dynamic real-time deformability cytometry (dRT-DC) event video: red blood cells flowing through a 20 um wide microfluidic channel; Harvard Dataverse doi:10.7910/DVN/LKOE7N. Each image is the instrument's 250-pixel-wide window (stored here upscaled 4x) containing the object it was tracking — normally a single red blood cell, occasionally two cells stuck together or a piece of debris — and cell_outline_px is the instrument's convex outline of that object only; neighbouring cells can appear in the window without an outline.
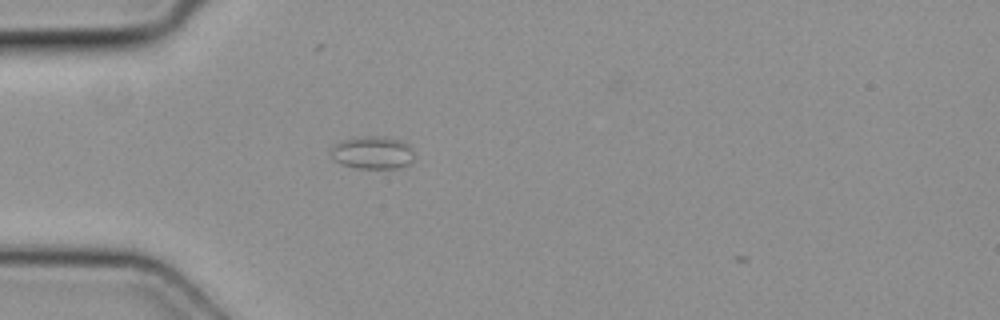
{"species": "common noctule bat (a hibernating species)", "species_latin": "Nyctalus noctula", "temperature_condition": "cold", "stored_images_in_passage": 1, "camera_frame_rate_fps": 3000, "um_per_image_px": 0.085, "animal": {"sex": "female", "body_mass_g": 19.3, "forearm_length_mm": 54.1}, "frame": {"image": 1, "passage_image": 1, "time_ms": 0.0, "image_size_px": [1000, 320], "cell_outline_px": [[412, 160], [408, 164], [400, 168], [356, 168], [344, 164], [336, 160], [332, 156], [332, 144], [344, 140], [364, 136], [384, 136], [400, 140], [408, 144], [412, 148]], "centroid_in_image_um": [31.69, 12.96], "position_along_channel_um": 53.3, "area_um2": 15.72}}